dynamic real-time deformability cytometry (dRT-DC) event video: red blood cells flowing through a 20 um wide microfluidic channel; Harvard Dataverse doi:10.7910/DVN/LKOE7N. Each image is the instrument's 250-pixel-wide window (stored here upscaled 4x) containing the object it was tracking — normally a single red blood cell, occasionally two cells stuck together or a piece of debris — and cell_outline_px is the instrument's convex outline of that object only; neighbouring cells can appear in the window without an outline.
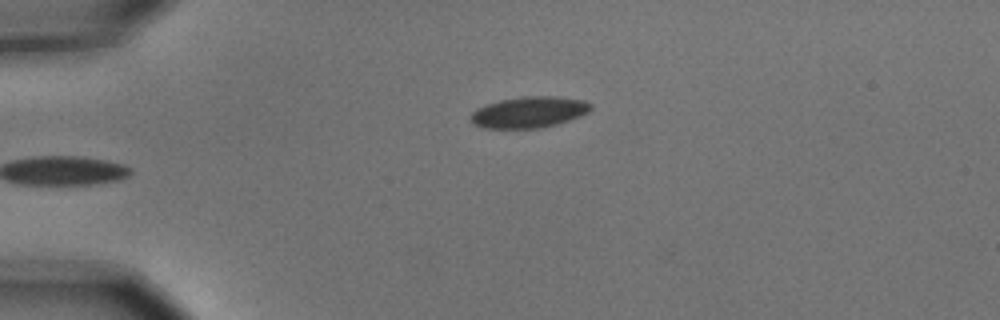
{"species": "common noctule bat (a hibernating species)", "species_latin": "Nyctalus noctula", "temperature_condition": "cold", "stored_images_in_passage": 5, "camera_frame_rate_fps": 3000, "um_per_image_px": 0.085, "animal": {"sex": "male", "body_mass_g": 15.6}, "frame": {"image": 1, "passage_image": 5, "time_ms": 1.333, "image_size_px": [1000, 320], "cell_outline_px": [[592, 108], [588, 112], [580, 116], [556, 124], [540, 128], [484, 128], [472, 124], [468, 120], [472, 112], [476, 108], [500, 100], [524, 96], [556, 96], [584, 100], [592, 104]], "centroid_in_image_um": [44.94, 9.53], "position_along_channel_um": 40.1, "area_um2": 21.91}}